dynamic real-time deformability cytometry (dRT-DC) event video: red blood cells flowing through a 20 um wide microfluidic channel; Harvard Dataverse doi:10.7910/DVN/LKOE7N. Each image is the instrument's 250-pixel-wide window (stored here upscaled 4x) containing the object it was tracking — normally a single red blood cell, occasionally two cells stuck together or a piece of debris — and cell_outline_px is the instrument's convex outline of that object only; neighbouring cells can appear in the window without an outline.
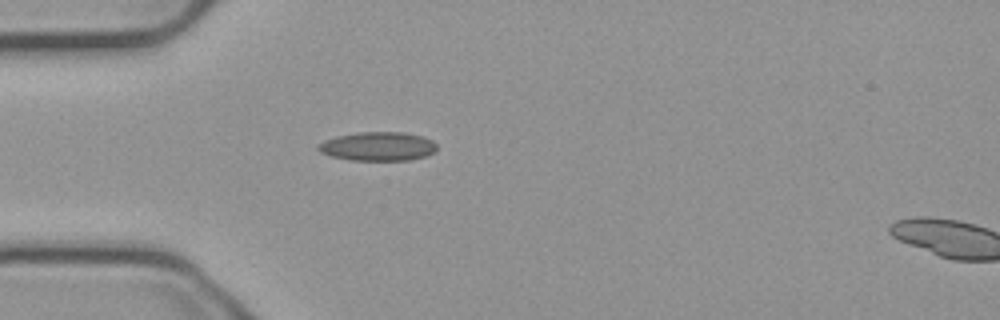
{"species": "common noctule bat (a hibernating species)", "species_latin": "Nyctalus noctula", "temperature_condition": "cold", "stored_images_in_passage": 40, "camera_frame_rate_fps": 3000, "um_per_image_px": 0.085, "animal": {"sex": "male", "body_mass_g": 23.1, "forearm_length_mm": 52.7}, "frame": {"image": 1, "passage_image": 1, "time_ms": 0.0, "image_size_px": [1000, 320], "cell_outline_px": [[436, 148], [432, 152], [424, 156], [408, 160], [352, 160], [332, 156], [320, 152], [316, 148], [316, 144], [324, 140], [336, 136], [360, 132], [400, 132], [420, 136], [432, 140], [436, 144]], "centroid_in_image_um": [32.06, 12.44], "position_along_channel_um": 52.9, "area_um2": 19.77}}
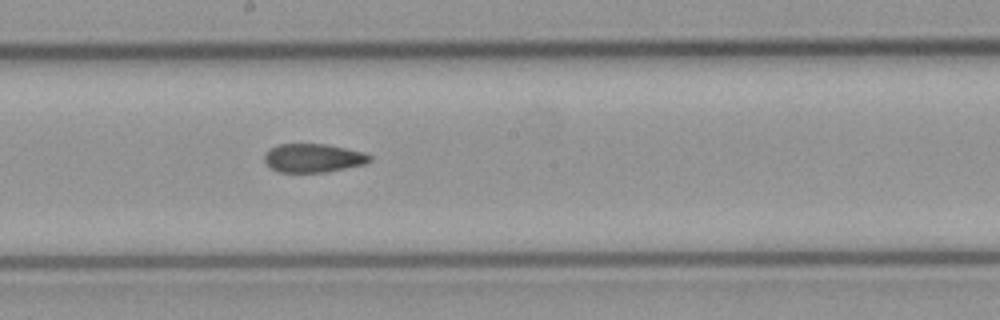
{"frame": {"image": 2, "passage_image": 15, "time_ms": 4.667, "image_size_px": [1000, 320], "cell_outline_px": [[372, 160], [364, 164], [328, 172], [276, 172], [268, 168], [264, 160], [264, 152], [280, 144], [328, 144], [364, 152], [372, 156]], "centroid_in_image_um": [26.61, 13.44], "position_along_channel_um": 221.6, "area_um2": 17.8}}
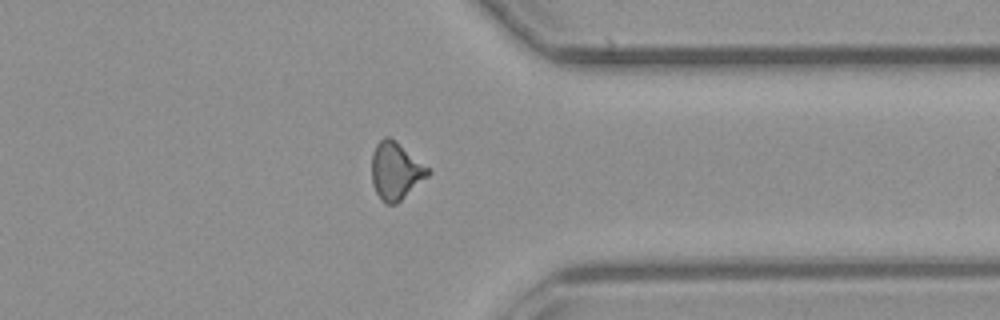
{"frame": {"image": 3, "passage_image": 28, "time_ms": 9.0, "image_size_px": [1000, 320], "cell_outline_px": [[432, 172], [428, 176], [396, 204], [384, 204], [380, 200], [372, 184], [372, 152], [376, 144], [384, 136], [388, 136], [432, 168]], "centroid_in_image_um": [33.65, 14.53], "position_along_channel_um": 377.8, "area_um2": 18.96}, "authors_computed_cell_mechanics": {"area_um2": 18.0625, "velocity_mm_per_s": 3.7581, "shape_relaxation_time_tau1_ms": null, "shape_relaxation_time_tau2_ms": 3.6869, "deformation_change_tau1": null, "deformation_change_tau2": 0.097}}